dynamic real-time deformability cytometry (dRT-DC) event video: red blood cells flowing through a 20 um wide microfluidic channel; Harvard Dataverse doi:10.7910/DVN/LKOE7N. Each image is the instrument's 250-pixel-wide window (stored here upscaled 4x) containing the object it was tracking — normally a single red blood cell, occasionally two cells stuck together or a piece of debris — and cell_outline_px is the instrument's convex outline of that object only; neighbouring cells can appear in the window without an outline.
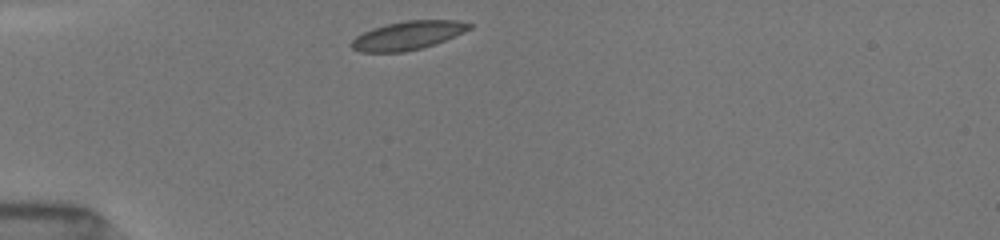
{"species": "common noctule bat (a hibernating species)", "species_latin": "Nyctalus noctula", "temperature_condition": "room temperature", "stored_images_in_passage": 15, "camera_frame_rate_fps": 3000, "um_per_image_px": 0.085, "animal": {"sex": "female", "body_mass_g": 19.5, "forearm_length_mm": 54.1}, "frame": {"image": 1, "passage_image": 1, "time_ms": 0.0, "image_size_px": [1000, 240], "cell_outline_px": [[472, 28], [464, 32], [436, 44], [404, 52], [360, 52], [352, 48], [352, 40], [356, 36], [372, 28], [388, 24], [408, 20], [456, 20], [472, 24]], "centroid_in_image_um": [34.68, 3.01], "position_along_channel_um": 50.3, "area_um2": 19.48}}
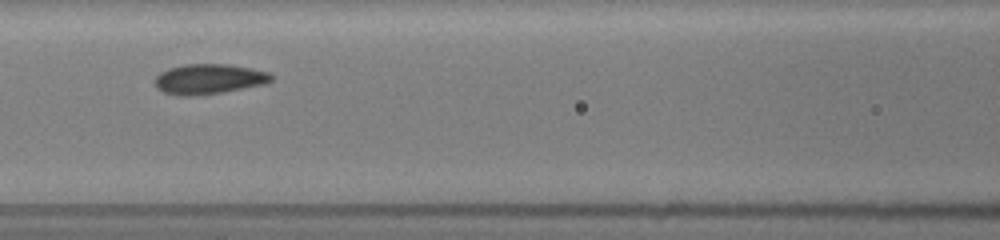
{"frame": {"image": 2, "passage_image": 8, "time_ms": 2.333, "image_size_px": [1000, 240], "cell_outline_px": [[272, 80], [264, 84], [224, 92], [192, 96], [180, 96], [164, 92], [156, 88], [156, 76], [160, 72], [168, 68], [184, 64], [228, 64], [268, 72], [272, 76]], "centroid_in_image_um": [17.72, 6.72], "position_along_channel_um": 148.9, "area_um2": 20.35}}
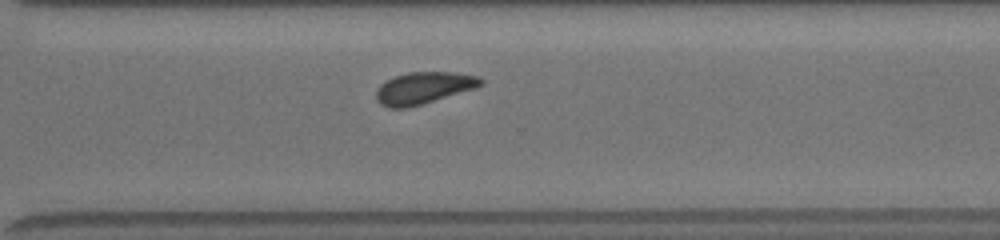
{"frame": {"image": 3, "passage_image": 15, "time_ms": 4.667, "image_size_px": [1000, 240], "cell_outline_px": [[484, 84], [476, 88], [408, 108], [388, 108], [380, 104], [376, 100], [376, 92], [380, 84], [396, 76], [408, 72], [452, 72], [476, 76], [484, 80]], "centroid_in_image_um": [36.0, 7.48], "position_along_channel_um": 334.6, "area_um2": 19.36}}